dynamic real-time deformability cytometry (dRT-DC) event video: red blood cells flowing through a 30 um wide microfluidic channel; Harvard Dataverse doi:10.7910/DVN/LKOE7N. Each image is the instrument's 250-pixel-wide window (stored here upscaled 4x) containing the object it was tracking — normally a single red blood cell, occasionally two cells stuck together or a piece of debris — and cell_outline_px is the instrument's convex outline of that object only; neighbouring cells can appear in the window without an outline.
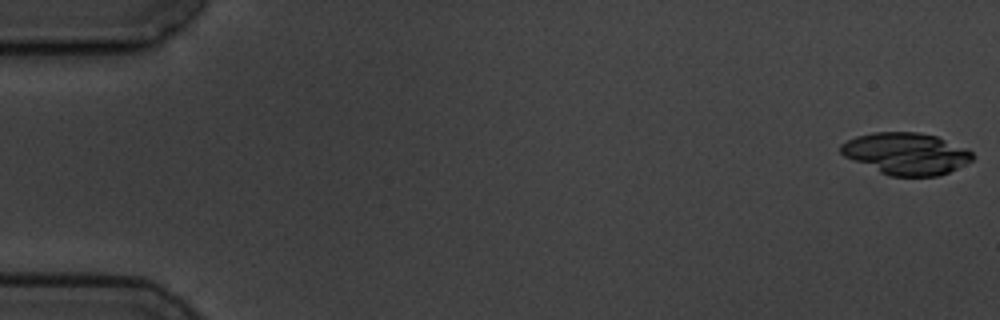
{"species": "common noctule bat (a hibernating species)", "species_latin": "Nyctalus noctula", "temperature_condition": "cold", "stored_images_in_passage": 3, "camera_frame_rate_fps": 3000, "um_per_image_px": 0.085, "animal": {"sex": "male", "body_mass_g": 19.5, "forearm_length_mm": 54.6}, "frame": {"image": 1, "passage_image": 1, "time_ms": 0.0, "image_size_px": [1000, 320], "cell_outline_px": [[976, 156], [972, 160], [940, 176], [888, 176], [844, 156], [840, 152], [840, 144], [856, 136], [872, 132], [916, 132], [936, 136], [968, 148]], "centroid_in_image_um": [77.03, 13.05], "position_along_channel_um": 8.0, "area_um2": 32.14}}